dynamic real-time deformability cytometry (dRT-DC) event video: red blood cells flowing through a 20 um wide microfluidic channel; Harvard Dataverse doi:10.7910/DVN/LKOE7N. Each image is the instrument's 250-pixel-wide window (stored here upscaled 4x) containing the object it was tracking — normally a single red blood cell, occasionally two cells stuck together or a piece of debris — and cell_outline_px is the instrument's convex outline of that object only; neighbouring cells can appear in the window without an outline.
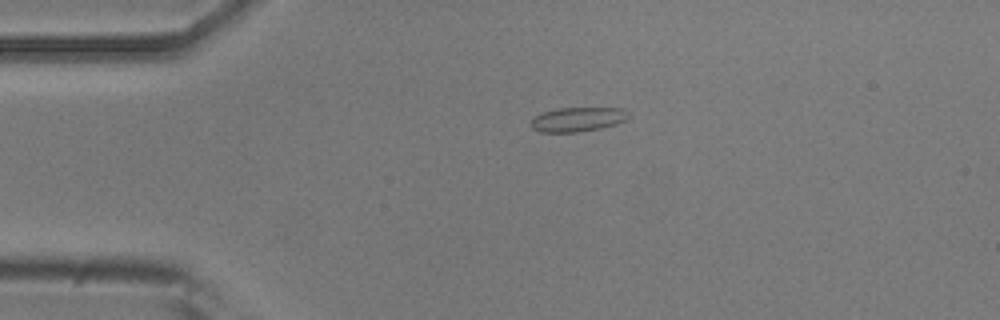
{"species": "common noctule bat (a hibernating species)", "species_latin": "Nyctalus noctula", "temperature_condition": "room temperature", "stored_images_in_passage": 43, "camera_frame_rate_fps": 3000, "um_per_image_px": 0.085, "animal": {"sex": "male", "body_mass_g": 20.5, "forearm_length_mm": 52.5}, "frame": {"image": 1, "passage_image": 2, "time_ms": 0.333, "image_size_px": [1000, 320], "cell_outline_px": [[628, 116], [624, 120], [616, 124], [600, 128], [576, 132], [540, 132], [532, 128], [532, 120], [536, 116], [544, 112], [556, 108], [624, 108]], "centroid_in_image_um": [49.09, 10.14], "position_along_channel_um": 35.9, "area_um2": 13.58}}
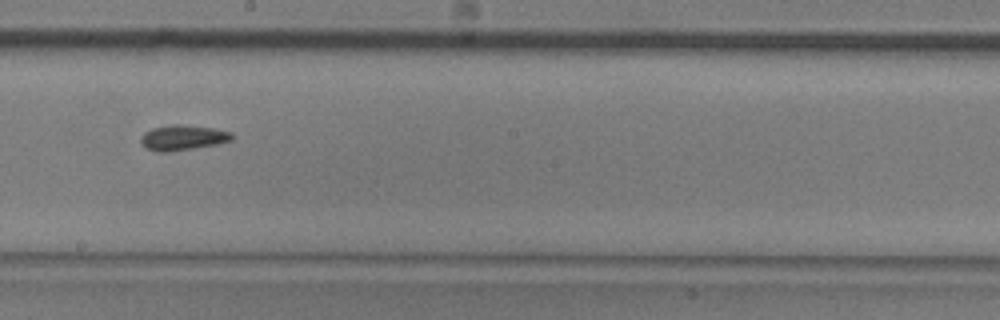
{"frame": {"image": 2, "passage_image": 20, "time_ms": 6.333, "image_size_px": [1000, 320], "cell_outline_px": [[236, 136], [232, 140], [216, 144], [168, 152], [156, 152], [144, 148], [140, 140], [140, 136], [144, 132], [152, 128], [172, 124], [180, 124], [216, 128], [232, 132]], "centroid_in_image_um": [15.54, 11.69], "position_along_channel_um": 232.7, "area_um2": 13.64}}
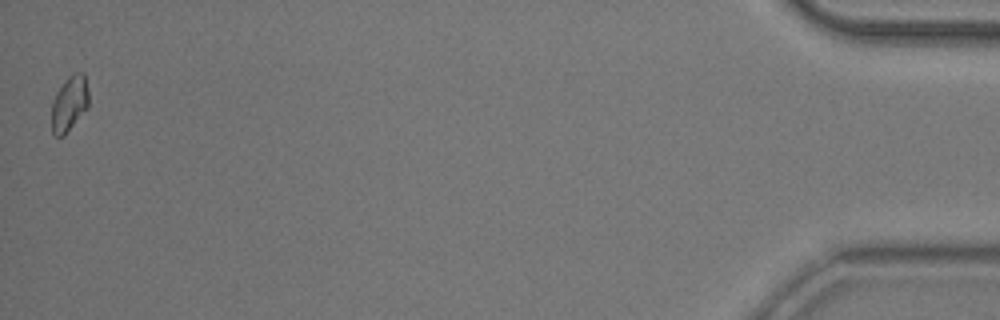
{"frame": {"image": 3, "passage_image": 43, "time_ms": 14.0, "image_size_px": [1000, 320], "cell_outline_px": [[88, 108], [64, 136], [56, 136], [52, 132], [52, 100], [56, 92], [68, 76], [76, 72], [84, 72], [88, 92]], "centroid_in_image_um": [5.9, 8.8], "position_along_channel_um": 429.3, "area_um2": 12.02}, "authors_computed_cell_mechanics": {"area_um2": 12.6004, "velocity_mm_per_s": 3.8236, "shape_relaxation_time_tau1_ms": 6.2679, "shape_relaxation_time_tau2_ms": 2.7716, "deformation_change_tau1": 0.1035, "deformation_change_tau2": 0.0986}}